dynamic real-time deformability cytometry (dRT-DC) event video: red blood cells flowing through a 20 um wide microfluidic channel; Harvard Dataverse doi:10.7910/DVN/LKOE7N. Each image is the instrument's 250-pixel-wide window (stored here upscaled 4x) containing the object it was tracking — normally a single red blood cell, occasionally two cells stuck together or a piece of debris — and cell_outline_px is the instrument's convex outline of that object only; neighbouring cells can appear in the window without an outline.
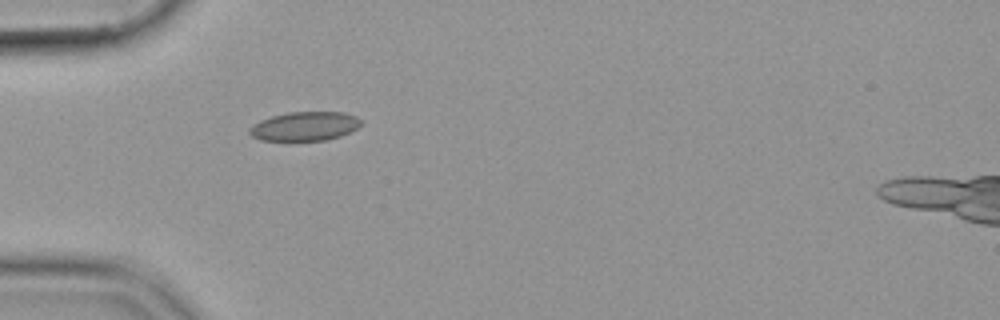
{"species": "common noctule bat (a hibernating species)", "species_latin": "Nyctalus noctula", "temperature_condition": "cold", "stored_images_in_passage": 39, "camera_frame_rate_fps": 3000, "um_per_image_px": 0.085, "animal": {"sex": "female", "body_mass_g": 19.9}, "frame": {"image": 1, "passage_image": 1, "time_ms": 0.0, "image_size_px": [1000, 320], "cell_outline_px": [[360, 124], [356, 128], [340, 136], [324, 140], [260, 140], [252, 136], [248, 132], [248, 128], [252, 124], [260, 120], [272, 116], [288, 112], [344, 112], [356, 116], [360, 120]], "centroid_in_image_um": [25.85, 10.72], "position_along_channel_um": 59.1, "area_um2": 18.73}}
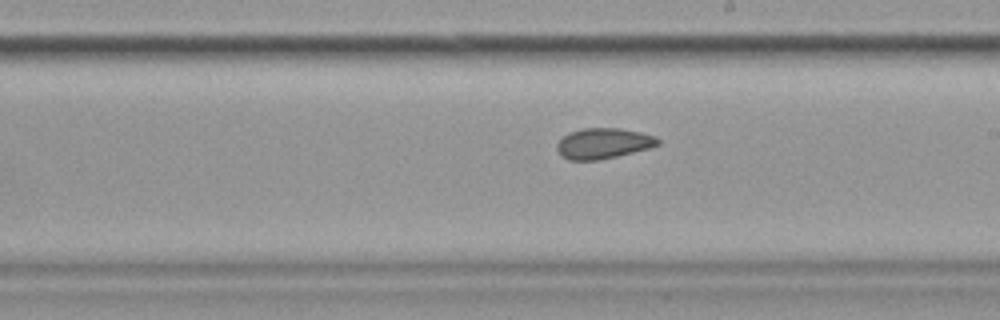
{"frame": {"image": 2, "passage_image": 16, "time_ms": 5.0, "image_size_px": [1000, 320], "cell_outline_px": [[660, 144], [648, 148], [600, 160], [568, 160], [556, 148], [556, 144], [568, 132], [580, 128], [620, 128], [640, 132], [656, 136], [660, 140]], "centroid_in_image_um": [51.28, 12.17], "position_along_channel_um": 237.7, "area_um2": 17.92}}
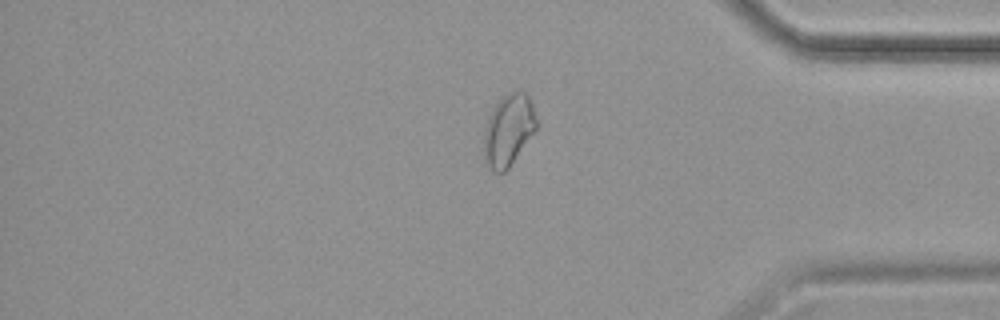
{"frame": {"image": 3, "passage_image": 30, "time_ms": 9.667, "image_size_px": [1000, 320], "cell_outline_px": [[540, 124], [508, 168], [504, 172], [496, 172], [488, 164], [484, 152], [484, 132], [488, 116], [492, 108], [508, 92], [516, 88], [524, 92], [528, 96], [532, 104]], "centroid_in_image_um": [43.26, 10.99], "position_along_channel_um": 391.9, "area_um2": 21.91}}